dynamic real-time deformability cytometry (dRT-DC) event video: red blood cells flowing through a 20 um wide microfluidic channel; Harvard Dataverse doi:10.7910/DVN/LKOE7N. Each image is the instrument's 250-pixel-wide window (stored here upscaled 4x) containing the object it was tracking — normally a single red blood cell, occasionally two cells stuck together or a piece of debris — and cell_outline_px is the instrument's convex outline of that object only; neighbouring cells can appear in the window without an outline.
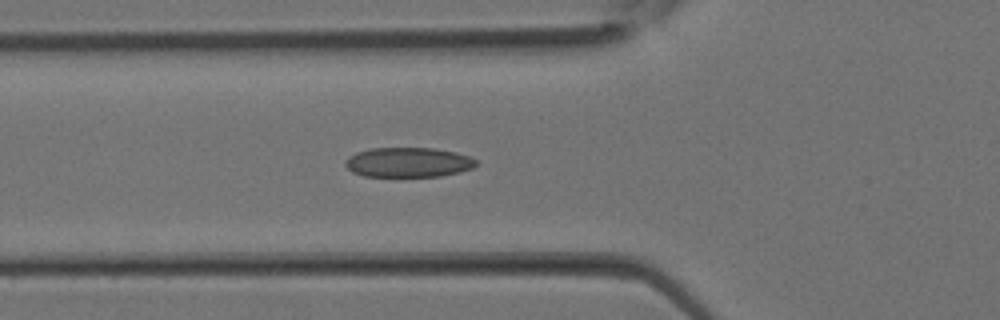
{"species": "Egyptian fruit bat (a non-hibernating species)", "species_latin": "Rousettus aegyptiacus", "temperature_condition": "room temperature", "stored_images_in_passage": 13, "camera_frame_rate_fps": 3000, "um_per_image_px": 0.085, "animal": {"sex": "female"}, "frame": {"image": 1, "passage_image": 5, "time_ms": 1.333, "image_size_px": [1000, 320], "cell_outline_px": [[476, 164], [472, 168], [460, 172], [440, 176], [364, 176], [352, 172], [344, 164], [348, 156], [356, 152], [372, 148], [432, 148], [456, 152], [468, 156], [476, 160]], "centroid_in_image_um": [34.68, 13.79], "position_along_channel_um": 91.1, "area_um2": 22.6}}
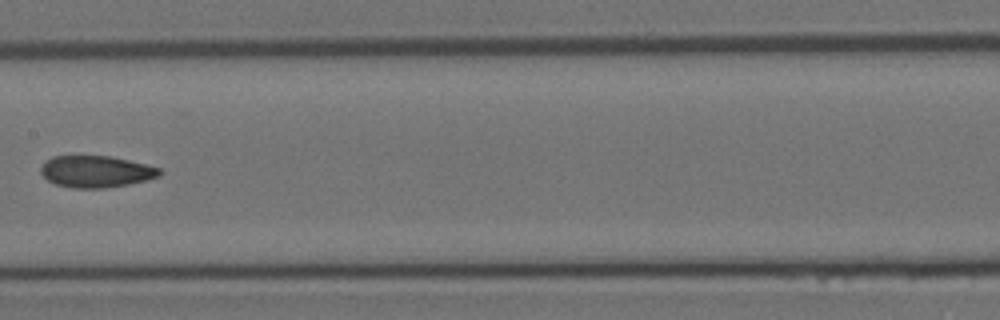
{"frame": {"image": 2, "passage_image": 10, "time_ms": 3.0, "image_size_px": [1000, 320], "cell_outline_px": [[164, 172], [160, 176], [148, 180], [128, 184], [104, 188], [72, 188], [56, 184], [48, 180], [40, 172], [40, 168], [44, 160], [52, 156], [112, 156], [160, 168]], "centroid_in_image_um": [8.16, 14.58], "position_along_channel_um": 199.2, "area_um2": 22.08}}
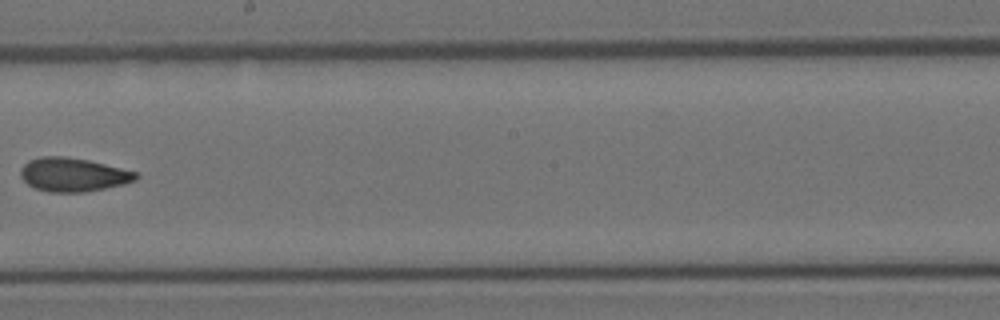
{"frame": {"image": 3, "passage_image": 12, "time_ms": 3.667, "image_size_px": [1000, 320], "cell_outline_px": [[140, 176], [136, 180], [124, 184], [84, 192], [48, 192], [36, 188], [28, 184], [20, 176], [20, 168], [28, 160], [40, 156], [64, 156], [88, 160], [136, 172]], "centroid_in_image_um": [6.19, 14.84], "position_along_channel_um": 242.0, "area_um2": 22.6}}